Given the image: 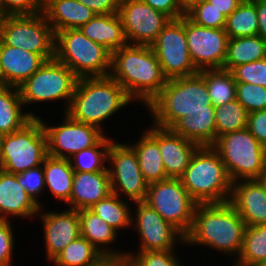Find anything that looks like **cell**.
Listing matches in <instances>:
<instances>
[{"label": "cell", "mask_w": 266, "mask_h": 266, "mask_svg": "<svg viewBox=\"0 0 266 266\" xmlns=\"http://www.w3.org/2000/svg\"><path fill=\"white\" fill-rule=\"evenodd\" d=\"M147 108L153 115V125L171 129L200 147L215 144V107L199 73L167 80Z\"/></svg>", "instance_id": "1"}, {"label": "cell", "mask_w": 266, "mask_h": 266, "mask_svg": "<svg viewBox=\"0 0 266 266\" xmlns=\"http://www.w3.org/2000/svg\"><path fill=\"white\" fill-rule=\"evenodd\" d=\"M110 76L147 106L167 83L151 46L127 44L112 53Z\"/></svg>", "instance_id": "2"}, {"label": "cell", "mask_w": 266, "mask_h": 266, "mask_svg": "<svg viewBox=\"0 0 266 266\" xmlns=\"http://www.w3.org/2000/svg\"><path fill=\"white\" fill-rule=\"evenodd\" d=\"M246 225L229 203L197 204L190 231L184 237L187 244H201L240 255Z\"/></svg>", "instance_id": "3"}, {"label": "cell", "mask_w": 266, "mask_h": 266, "mask_svg": "<svg viewBox=\"0 0 266 266\" xmlns=\"http://www.w3.org/2000/svg\"><path fill=\"white\" fill-rule=\"evenodd\" d=\"M131 101L123 87L111 76L82 77L78 78L70 105L64 112L75 121L102 130V121Z\"/></svg>", "instance_id": "4"}, {"label": "cell", "mask_w": 266, "mask_h": 266, "mask_svg": "<svg viewBox=\"0 0 266 266\" xmlns=\"http://www.w3.org/2000/svg\"><path fill=\"white\" fill-rule=\"evenodd\" d=\"M179 179L197 204L229 202L233 182L212 146L199 147Z\"/></svg>", "instance_id": "5"}, {"label": "cell", "mask_w": 266, "mask_h": 266, "mask_svg": "<svg viewBox=\"0 0 266 266\" xmlns=\"http://www.w3.org/2000/svg\"><path fill=\"white\" fill-rule=\"evenodd\" d=\"M78 78L110 76L112 53L87 38L79 29L55 33V57Z\"/></svg>", "instance_id": "6"}, {"label": "cell", "mask_w": 266, "mask_h": 266, "mask_svg": "<svg viewBox=\"0 0 266 266\" xmlns=\"http://www.w3.org/2000/svg\"><path fill=\"white\" fill-rule=\"evenodd\" d=\"M212 147L232 182L259 179L266 172V148L247 128L220 136Z\"/></svg>", "instance_id": "7"}, {"label": "cell", "mask_w": 266, "mask_h": 266, "mask_svg": "<svg viewBox=\"0 0 266 266\" xmlns=\"http://www.w3.org/2000/svg\"><path fill=\"white\" fill-rule=\"evenodd\" d=\"M47 155V138L42 121L33 118L19 131L2 136L0 169L20 174L42 165Z\"/></svg>", "instance_id": "8"}, {"label": "cell", "mask_w": 266, "mask_h": 266, "mask_svg": "<svg viewBox=\"0 0 266 266\" xmlns=\"http://www.w3.org/2000/svg\"><path fill=\"white\" fill-rule=\"evenodd\" d=\"M0 41L39 54L47 61L55 57V33L44 13L4 16L0 22Z\"/></svg>", "instance_id": "9"}, {"label": "cell", "mask_w": 266, "mask_h": 266, "mask_svg": "<svg viewBox=\"0 0 266 266\" xmlns=\"http://www.w3.org/2000/svg\"><path fill=\"white\" fill-rule=\"evenodd\" d=\"M144 202L184 237L188 234L197 203L190 197L179 178H168L149 184Z\"/></svg>", "instance_id": "10"}, {"label": "cell", "mask_w": 266, "mask_h": 266, "mask_svg": "<svg viewBox=\"0 0 266 266\" xmlns=\"http://www.w3.org/2000/svg\"><path fill=\"white\" fill-rule=\"evenodd\" d=\"M78 77L55 58L46 61L19 87L22 103L65 99L69 107Z\"/></svg>", "instance_id": "11"}, {"label": "cell", "mask_w": 266, "mask_h": 266, "mask_svg": "<svg viewBox=\"0 0 266 266\" xmlns=\"http://www.w3.org/2000/svg\"><path fill=\"white\" fill-rule=\"evenodd\" d=\"M151 47L167 80L192 76L199 72L188 50L185 15L180 19L170 20Z\"/></svg>", "instance_id": "12"}, {"label": "cell", "mask_w": 266, "mask_h": 266, "mask_svg": "<svg viewBox=\"0 0 266 266\" xmlns=\"http://www.w3.org/2000/svg\"><path fill=\"white\" fill-rule=\"evenodd\" d=\"M108 168L113 194L120 192L134 202L145 201L148 183L142 176L136 152L130 145L111 142L108 151Z\"/></svg>", "instance_id": "13"}, {"label": "cell", "mask_w": 266, "mask_h": 266, "mask_svg": "<svg viewBox=\"0 0 266 266\" xmlns=\"http://www.w3.org/2000/svg\"><path fill=\"white\" fill-rule=\"evenodd\" d=\"M59 126L42 125L47 138V154L56 158L70 159L74 154L95 146L103 137L98 127L73 120L65 113Z\"/></svg>", "instance_id": "14"}, {"label": "cell", "mask_w": 266, "mask_h": 266, "mask_svg": "<svg viewBox=\"0 0 266 266\" xmlns=\"http://www.w3.org/2000/svg\"><path fill=\"white\" fill-rule=\"evenodd\" d=\"M185 32L189 54L198 71L223 69L229 41L224 29L199 26L185 15Z\"/></svg>", "instance_id": "15"}, {"label": "cell", "mask_w": 266, "mask_h": 266, "mask_svg": "<svg viewBox=\"0 0 266 266\" xmlns=\"http://www.w3.org/2000/svg\"><path fill=\"white\" fill-rule=\"evenodd\" d=\"M118 14L127 42L133 45L151 46L171 20L143 0H121Z\"/></svg>", "instance_id": "16"}, {"label": "cell", "mask_w": 266, "mask_h": 266, "mask_svg": "<svg viewBox=\"0 0 266 266\" xmlns=\"http://www.w3.org/2000/svg\"><path fill=\"white\" fill-rule=\"evenodd\" d=\"M135 203V225L141 237L139 251L173 250L176 240L184 242V236L147 203Z\"/></svg>", "instance_id": "17"}, {"label": "cell", "mask_w": 266, "mask_h": 266, "mask_svg": "<svg viewBox=\"0 0 266 266\" xmlns=\"http://www.w3.org/2000/svg\"><path fill=\"white\" fill-rule=\"evenodd\" d=\"M229 203L246 226L266 225V192L258 179L233 182Z\"/></svg>", "instance_id": "18"}, {"label": "cell", "mask_w": 266, "mask_h": 266, "mask_svg": "<svg viewBox=\"0 0 266 266\" xmlns=\"http://www.w3.org/2000/svg\"><path fill=\"white\" fill-rule=\"evenodd\" d=\"M46 242V256L50 261L69 243L81 235L79 210L68 209L41 215Z\"/></svg>", "instance_id": "19"}, {"label": "cell", "mask_w": 266, "mask_h": 266, "mask_svg": "<svg viewBox=\"0 0 266 266\" xmlns=\"http://www.w3.org/2000/svg\"><path fill=\"white\" fill-rule=\"evenodd\" d=\"M46 61L39 54L0 41V73L4 85L18 88Z\"/></svg>", "instance_id": "20"}, {"label": "cell", "mask_w": 266, "mask_h": 266, "mask_svg": "<svg viewBox=\"0 0 266 266\" xmlns=\"http://www.w3.org/2000/svg\"><path fill=\"white\" fill-rule=\"evenodd\" d=\"M158 146L165 172L169 178H179L189 166L192 155L200 147L171 129L158 127Z\"/></svg>", "instance_id": "21"}, {"label": "cell", "mask_w": 266, "mask_h": 266, "mask_svg": "<svg viewBox=\"0 0 266 266\" xmlns=\"http://www.w3.org/2000/svg\"><path fill=\"white\" fill-rule=\"evenodd\" d=\"M38 212L40 205L19 184L18 174L0 169V219L8 220L9 215L27 218Z\"/></svg>", "instance_id": "22"}, {"label": "cell", "mask_w": 266, "mask_h": 266, "mask_svg": "<svg viewBox=\"0 0 266 266\" xmlns=\"http://www.w3.org/2000/svg\"><path fill=\"white\" fill-rule=\"evenodd\" d=\"M112 193L108 171L76 172L72 184L70 209H89Z\"/></svg>", "instance_id": "23"}, {"label": "cell", "mask_w": 266, "mask_h": 266, "mask_svg": "<svg viewBox=\"0 0 266 266\" xmlns=\"http://www.w3.org/2000/svg\"><path fill=\"white\" fill-rule=\"evenodd\" d=\"M43 13L54 33L79 29L96 15L78 0H44Z\"/></svg>", "instance_id": "24"}, {"label": "cell", "mask_w": 266, "mask_h": 266, "mask_svg": "<svg viewBox=\"0 0 266 266\" xmlns=\"http://www.w3.org/2000/svg\"><path fill=\"white\" fill-rule=\"evenodd\" d=\"M79 30L87 38L103 45L111 53L128 44L118 13L96 14Z\"/></svg>", "instance_id": "25"}, {"label": "cell", "mask_w": 266, "mask_h": 266, "mask_svg": "<svg viewBox=\"0 0 266 266\" xmlns=\"http://www.w3.org/2000/svg\"><path fill=\"white\" fill-rule=\"evenodd\" d=\"M142 176L148 184L168 179L158 146V126L147 129L135 145Z\"/></svg>", "instance_id": "26"}, {"label": "cell", "mask_w": 266, "mask_h": 266, "mask_svg": "<svg viewBox=\"0 0 266 266\" xmlns=\"http://www.w3.org/2000/svg\"><path fill=\"white\" fill-rule=\"evenodd\" d=\"M81 236L86 238L105 258L126 257L127 253L114 252L99 245H108L116 239L117 231L90 209L79 210ZM101 248V249H100ZM112 250V251H111Z\"/></svg>", "instance_id": "27"}, {"label": "cell", "mask_w": 266, "mask_h": 266, "mask_svg": "<svg viewBox=\"0 0 266 266\" xmlns=\"http://www.w3.org/2000/svg\"><path fill=\"white\" fill-rule=\"evenodd\" d=\"M22 99L19 89L12 86H0V135L19 131L33 118V113L21 111Z\"/></svg>", "instance_id": "28"}, {"label": "cell", "mask_w": 266, "mask_h": 266, "mask_svg": "<svg viewBox=\"0 0 266 266\" xmlns=\"http://www.w3.org/2000/svg\"><path fill=\"white\" fill-rule=\"evenodd\" d=\"M42 165L45 187H49L56 199L67 203L71 197L74 178L70 160L47 155Z\"/></svg>", "instance_id": "29"}, {"label": "cell", "mask_w": 266, "mask_h": 266, "mask_svg": "<svg viewBox=\"0 0 266 266\" xmlns=\"http://www.w3.org/2000/svg\"><path fill=\"white\" fill-rule=\"evenodd\" d=\"M266 58V40L259 35L229 38L223 69L231 71L242 64Z\"/></svg>", "instance_id": "30"}, {"label": "cell", "mask_w": 266, "mask_h": 266, "mask_svg": "<svg viewBox=\"0 0 266 266\" xmlns=\"http://www.w3.org/2000/svg\"><path fill=\"white\" fill-rule=\"evenodd\" d=\"M104 258L86 238L80 235L52 261L57 266H97Z\"/></svg>", "instance_id": "31"}, {"label": "cell", "mask_w": 266, "mask_h": 266, "mask_svg": "<svg viewBox=\"0 0 266 266\" xmlns=\"http://www.w3.org/2000/svg\"><path fill=\"white\" fill-rule=\"evenodd\" d=\"M206 82L208 95L214 107L236 99V84L230 71L224 69L202 70L198 72Z\"/></svg>", "instance_id": "32"}, {"label": "cell", "mask_w": 266, "mask_h": 266, "mask_svg": "<svg viewBox=\"0 0 266 266\" xmlns=\"http://www.w3.org/2000/svg\"><path fill=\"white\" fill-rule=\"evenodd\" d=\"M238 257L233 266H259L266 261V225L246 226Z\"/></svg>", "instance_id": "33"}, {"label": "cell", "mask_w": 266, "mask_h": 266, "mask_svg": "<svg viewBox=\"0 0 266 266\" xmlns=\"http://www.w3.org/2000/svg\"><path fill=\"white\" fill-rule=\"evenodd\" d=\"M224 30L229 38L258 35V18L255 3L244 0L227 18Z\"/></svg>", "instance_id": "34"}, {"label": "cell", "mask_w": 266, "mask_h": 266, "mask_svg": "<svg viewBox=\"0 0 266 266\" xmlns=\"http://www.w3.org/2000/svg\"><path fill=\"white\" fill-rule=\"evenodd\" d=\"M128 206L118 195L111 193L89 209L118 232V229L132 226L134 219Z\"/></svg>", "instance_id": "35"}, {"label": "cell", "mask_w": 266, "mask_h": 266, "mask_svg": "<svg viewBox=\"0 0 266 266\" xmlns=\"http://www.w3.org/2000/svg\"><path fill=\"white\" fill-rule=\"evenodd\" d=\"M248 114L237 99L215 107L216 141L222 135L247 128Z\"/></svg>", "instance_id": "36"}, {"label": "cell", "mask_w": 266, "mask_h": 266, "mask_svg": "<svg viewBox=\"0 0 266 266\" xmlns=\"http://www.w3.org/2000/svg\"><path fill=\"white\" fill-rule=\"evenodd\" d=\"M112 141L104 136L95 146L74 154L69 159L72 169L76 172L108 171V167L103 165L104 162H108V151Z\"/></svg>", "instance_id": "37"}, {"label": "cell", "mask_w": 266, "mask_h": 266, "mask_svg": "<svg viewBox=\"0 0 266 266\" xmlns=\"http://www.w3.org/2000/svg\"><path fill=\"white\" fill-rule=\"evenodd\" d=\"M236 92V99L248 113L266 110L265 87L246 82H237Z\"/></svg>", "instance_id": "38"}, {"label": "cell", "mask_w": 266, "mask_h": 266, "mask_svg": "<svg viewBox=\"0 0 266 266\" xmlns=\"http://www.w3.org/2000/svg\"><path fill=\"white\" fill-rule=\"evenodd\" d=\"M186 16L199 26L214 29H224L227 18L213 7L209 1L196 5Z\"/></svg>", "instance_id": "39"}, {"label": "cell", "mask_w": 266, "mask_h": 266, "mask_svg": "<svg viewBox=\"0 0 266 266\" xmlns=\"http://www.w3.org/2000/svg\"><path fill=\"white\" fill-rule=\"evenodd\" d=\"M174 250L139 251L137 255L126 254L129 266H180Z\"/></svg>", "instance_id": "40"}, {"label": "cell", "mask_w": 266, "mask_h": 266, "mask_svg": "<svg viewBox=\"0 0 266 266\" xmlns=\"http://www.w3.org/2000/svg\"><path fill=\"white\" fill-rule=\"evenodd\" d=\"M230 72L236 82H246L266 88V58L239 65Z\"/></svg>", "instance_id": "41"}, {"label": "cell", "mask_w": 266, "mask_h": 266, "mask_svg": "<svg viewBox=\"0 0 266 266\" xmlns=\"http://www.w3.org/2000/svg\"><path fill=\"white\" fill-rule=\"evenodd\" d=\"M1 11L6 15H37L44 12V0H0Z\"/></svg>", "instance_id": "42"}, {"label": "cell", "mask_w": 266, "mask_h": 266, "mask_svg": "<svg viewBox=\"0 0 266 266\" xmlns=\"http://www.w3.org/2000/svg\"><path fill=\"white\" fill-rule=\"evenodd\" d=\"M18 181L33 200L41 207V204L36 197L39 193L41 194V191L45 187L43 165L21 172L18 174Z\"/></svg>", "instance_id": "43"}, {"label": "cell", "mask_w": 266, "mask_h": 266, "mask_svg": "<svg viewBox=\"0 0 266 266\" xmlns=\"http://www.w3.org/2000/svg\"><path fill=\"white\" fill-rule=\"evenodd\" d=\"M9 220L0 219V263L11 266L14 236Z\"/></svg>", "instance_id": "44"}, {"label": "cell", "mask_w": 266, "mask_h": 266, "mask_svg": "<svg viewBox=\"0 0 266 266\" xmlns=\"http://www.w3.org/2000/svg\"><path fill=\"white\" fill-rule=\"evenodd\" d=\"M247 129L266 148V110L249 113Z\"/></svg>", "instance_id": "45"}, {"label": "cell", "mask_w": 266, "mask_h": 266, "mask_svg": "<svg viewBox=\"0 0 266 266\" xmlns=\"http://www.w3.org/2000/svg\"><path fill=\"white\" fill-rule=\"evenodd\" d=\"M156 11H159L171 20L180 19L185 14L182 10L181 0H143Z\"/></svg>", "instance_id": "46"}, {"label": "cell", "mask_w": 266, "mask_h": 266, "mask_svg": "<svg viewBox=\"0 0 266 266\" xmlns=\"http://www.w3.org/2000/svg\"><path fill=\"white\" fill-rule=\"evenodd\" d=\"M96 14H112L119 12L121 0H78Z\"/></svg>", "instance_id": "47"}, {"label": "cell", "mask_w": 266, "mask_h": 266, "mask_svg": "<svg viewBox=\"0 0 266 266\" xmlns=\"http://www.w3.org/2000/svg\"><path fill=\"white\" fill-rule=\"evenodd\" d=\"M256 6L258 35L266 40V0H252Z\"/></svg>", "instance_id": "48"}, {"label": "cell", "mask_w": 266, "mask_h": 266, "mask_svg": "<svg viewBox=\"0 0 266 266\" xmlns=\"http://www.w3.org/2000/svg\"><path fill=\"white\" fill-rule=\"evenodd\" d=\"M213 7L228 17L244 0H208Z\"/></svg>", "instance_id": "49"}, {"label": "cell", "mask_w": 266, "mask_h": 266, "mask_svg": "<svg viewBox=\"0 0 266 266\" xmlns=\"http://www.w3.org/2000/svg\"><path fill=\"white\" fill-rule=\"evenodd\" d=\"M97 266H129V262L126 257L104 258Z\"/></svg>", "instance_id": "50"}, {"label": "cell", "mask_w": 266, "mask_h": 266, "mask_svg": "<svg viewBox=\"0 0 266 266\" xmlns=\"http://www.w3.org/2000/svg\"><path fill=\"white\" fill-rule=\"evenodd\" d=\"M208 0H181L183 13L186 15L196 5Z\"/></svg>", "instance_id": "51"}, {"label": "cell", "mask_w": 266, "mask_h": 266, "mask_svg": "<svg viewBox=\"0 0 266 266\" xmlns=\"http://www.w3.org/2000/svg\"><path fill=\"white\" fill-rule=\"evenodd\" d=\"M262 184L266 192V172L258 179Z\"/></svg>", "instance_id": "52"}, {"label": "cell", "mask_w": 266, "mask_h": 266, "mask_svg": "<svg viewBox=\"0 0 266 266\" xmlns=\"http://www.w3.org/2000/svg\"><path fill=\"white\" fill-rule=\"evenodd\" d=\"M4 15L2 14V11H1V4H0V22L2 21Z\"/></svg>", "instance_id": "53"}, {"label": "cell", "mask_w": 266, "mask_h": 266, "mask_svg": "<svg viewBox=\"0 0 266 266\" xmlns=\"http://www.w3.org/2000/svg\"><path fill=\"white\" fill-rule=\"evenodd\" d=\"M0 86H4L1 73H0Z\"/></svg>", "instance_id": "54"}, {"label": "cell", "mask_w": 266, "mask_h": 266, "mask_svg": "<svg viewBox=\"0 0 266 266\" xmlns=\"http://www.w3.org/2000/svg\"><path fill=\"white\" fill-rule=\"evenodd\" d=\"M259 266H266V261L262 262Z\"/></svg>", "instance_id": "55"}, {"label": "cell", "mask_w": 266, "mask_h": 266, "mask_svg": "<svg viewBox=\"0 0 266 266\" xmlns=\"http://www.w3.org/2000/svg\"><path fill=\"white\" fill-rule=\"evenodd\" d=\"M1 140H2V135H0V148H1Z\"/></svg>", "instance_id": "56"}, {"label": "cell", "mask_w": 266, "mask_h": 266, "mask_svg": "<svg viewBox=\"0 0 266 266\" xmlns=\"http://www.w3.org/2000/svg\"><path fill=\"white\" fill-rule=\"evenodd\" d=\"M0 266H8V265H5V264H3V263H0Z\"/></svg>", "instance_id": "57"}]
</instances>
